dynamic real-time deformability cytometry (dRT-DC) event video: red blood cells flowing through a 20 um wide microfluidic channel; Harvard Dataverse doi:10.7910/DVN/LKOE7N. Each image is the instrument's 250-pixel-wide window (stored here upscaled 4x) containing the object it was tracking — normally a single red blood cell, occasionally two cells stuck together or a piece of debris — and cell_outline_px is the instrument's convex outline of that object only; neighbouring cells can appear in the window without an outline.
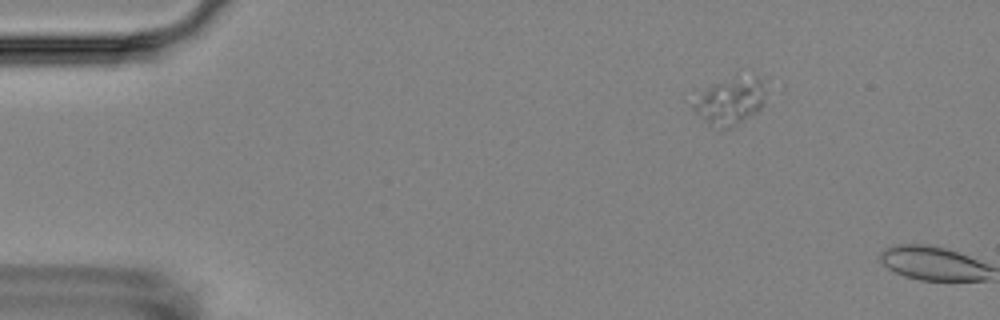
{"species": "Egyptian fruit bat (a non-hibernating species)", "species_latin": "Rousettus aegyptiacus", "temperature_condition": "room temperature", "stored_images_in_passage": 2, "camera_frame_rate_fps": 3000, "um_per_image_px": 0.085, "animal": {"sex": "female"}, "frame": {"image": 1, "passage_image": 1, "time_ms": 0.0, "image_size_px": [1000, 320], "cell_outline_px": [[764, 104], [756, 112], [728, 128], [720, 128], [708, 124], [692, 108], [692, 104], [704, 92], [716, 84], [756, 76], [760, 80], [764, 92]], "centroid_in_image_um": [62.07, 8.67], "position_along_channel_um": 22.9, "area_um2": 18.26}}